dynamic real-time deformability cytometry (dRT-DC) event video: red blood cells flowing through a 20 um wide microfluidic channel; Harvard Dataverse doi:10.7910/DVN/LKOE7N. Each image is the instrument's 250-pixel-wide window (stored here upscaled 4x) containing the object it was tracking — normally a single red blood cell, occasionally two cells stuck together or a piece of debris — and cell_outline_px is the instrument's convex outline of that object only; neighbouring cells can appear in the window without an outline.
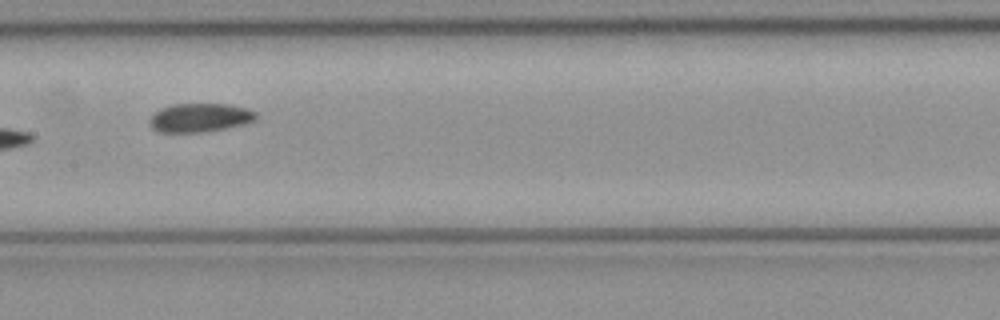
{"species": "common noctule bat (a hibernating species)", "species_latin": "Nyctalus noctula", "temperature_condition": "cold", "stored_images_in_passage": 8, "camera_frame_rate_fps": 3000, "um_per_image_px": 0.085, "animal": {"sex": "female", "body_mass_g": 21.9}, "frame": {"image": 1, "passage_image": 6, "time_ms": 1.667, "image_size_px": [1000, 320], "cell_outline_px": [[256, 120], [244, 124], [224, 128], [200, 132], [160, 132], [152, 128], [148, 120], [160, 108], [172, 104], [228, 104], [248, 108], [256, 112]], "centroid_in_image_um": [16.99, 9.99], "position_along_channel_um": 190.4, "area_um2": 17.74}}
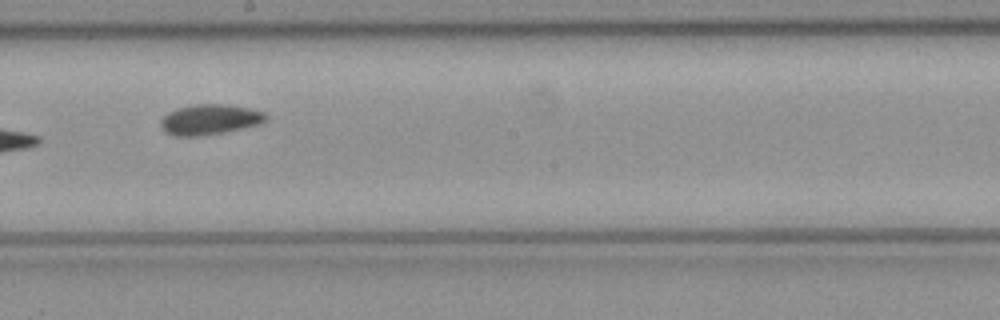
{"frame": {"image": 2, "passage_image": 7, "time_ms": 2.0, "image_size_px": [1000, 320], "cell_outline_px": [[268, 116], [264, 120], [256, 124], [240, 128], [220, 132], [196, 136], [172, 136], [164, 132], [160, 128], [160, 120], [168, 112], [176, 108], [192, 104], [228, 104], [248, 108], [264, 112]], "centroid_in_image_um": [17.73, 10.14], "position_along_channel_um": 230.5, "area_um2": 18.44}}
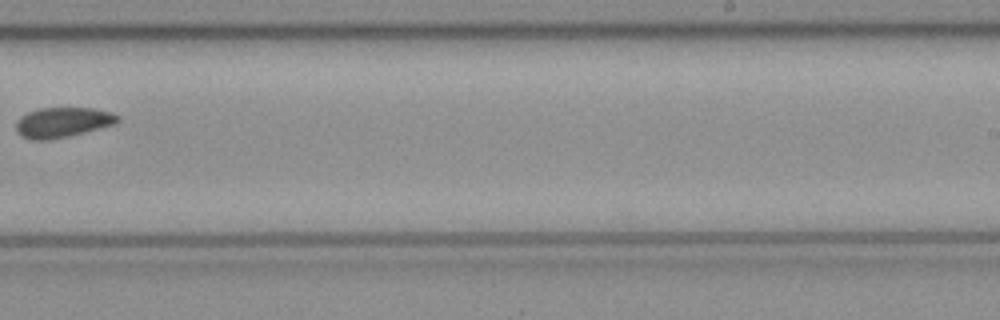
{"frame": {"image": 3, "passage_image": 8, "time_ms": 2.333, "image_size_px": [1000, 320], "cell_outline_px": [[120, 120], [116, 124], [68, 136], [48, 140], [32, 140], [20, 136], [16, 132], [16, 120], [20, 116], [28, 112], [40, 108], [92, 108], [112, 112], [120, 116]], "centroid_in_image_um": [5.31, 10.4], "position_along_channel_um": 283.7, "area_um2": 17.98}}